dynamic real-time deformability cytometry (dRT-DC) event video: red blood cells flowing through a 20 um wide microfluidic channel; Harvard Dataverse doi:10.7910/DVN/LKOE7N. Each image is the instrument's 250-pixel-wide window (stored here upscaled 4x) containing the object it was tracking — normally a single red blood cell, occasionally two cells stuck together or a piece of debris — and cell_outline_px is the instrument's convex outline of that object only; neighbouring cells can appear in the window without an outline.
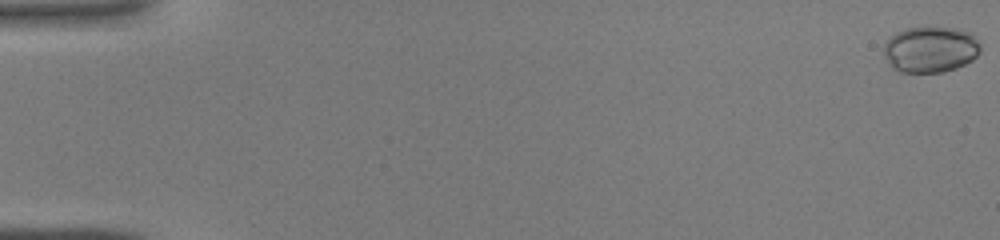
{"species": "common noctule bat (a hibernating species)", "species_latin": "Nyctalus noctula", "temperature_condition": "warm", "stored_images_in_passage": 45, "camera_frame_rate_fps": 3000, "um_per_image_px": 0.085, "animal": {"sex": "male", "body_mass_g": 19.0, "forearm_length_mm": 50.8}, "frame": {"image": 1, "passage_image": 1, "time_ms": 0.0, "image_size_px": [1000, 240], "cell_outline_px": [[980, 52], [972, 60], [956, 68], [944, 72], [900, 72], [892, 68], [888, 64], [884, 56], [884, 44], [896, 32], [904, 28], [956, 28], [972, 32], [980, 44]], "centroid_in_image_um": [79.09, 4.21], "position_along_channel_um": 5.9, "area_um2": 26.07}}
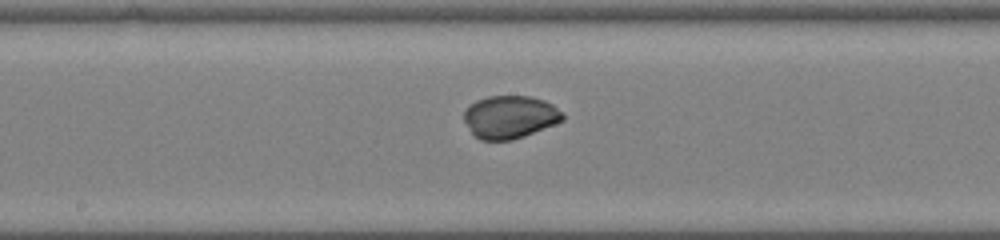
{"frame": {"image": 2, "passage_image": 25, "time_ms": 8.0, "image_size_px": [1000, 240], "cell_outline_px": [[564, 120], [556, 124], [524, 136], [512, 140], [480, 140], [472, 132], [464, 120], [464, 112], [476, 100], [488, 96], [532, 96], [544, 100], [552, 104], [564, 116]], "centroid_in_image_um": [43.36, 9.94], "position_along_channel_um": 204.8, "area_um2": 24.45}}
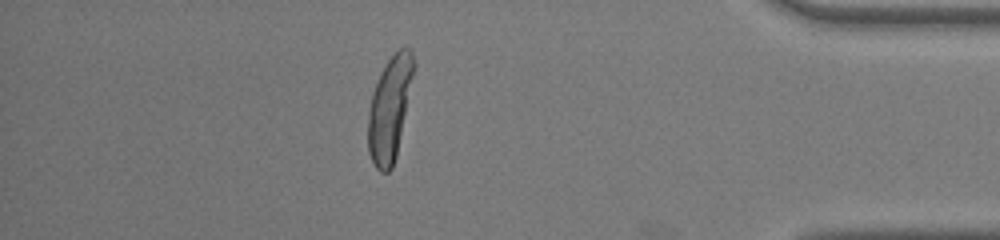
{"frame": {"image": 3, "passage_image": 40, "time_ms": 13.0, "image_size_px": [1000, 240], "cell_outline_px": [[416, 68], [396, 156], [392, 168], [388, 172], [380, 172], [376, 168], [368, 152], [368, 108], [372, 92], [380, 72], [384, 64], [400, 48], [408, 48], [412, 52], [416, 64]], "centroid_in_image_um": [33.13, 9.2], "position_along_channel_um": 402.1, "area_um2": 27.92}}